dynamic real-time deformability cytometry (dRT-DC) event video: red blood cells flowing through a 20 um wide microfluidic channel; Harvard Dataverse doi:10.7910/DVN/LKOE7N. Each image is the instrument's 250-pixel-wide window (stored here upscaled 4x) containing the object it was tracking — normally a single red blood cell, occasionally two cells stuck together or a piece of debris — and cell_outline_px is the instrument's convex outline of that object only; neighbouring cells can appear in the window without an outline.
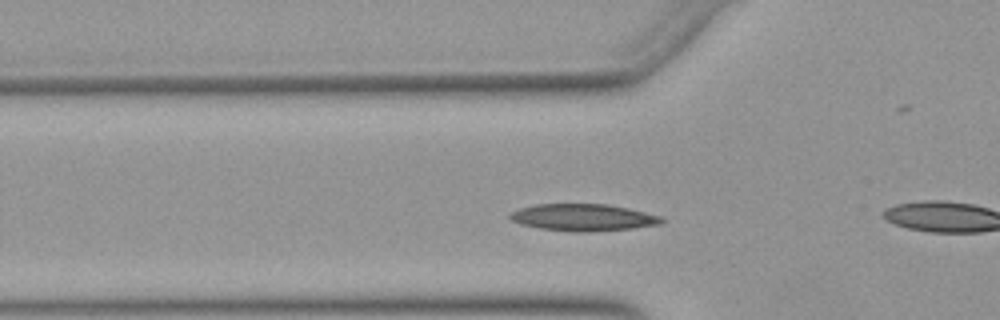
{"species": "Egyptian fruit bat (a non-hibernating species)", "species_latin": "Rousettus aegyptiacus", "temperature_condition": "warm", "stored_images_in_passage": 30, "camera_frame_rate_fps": 3000, "um_per_image_px": 0.085, "animal": {"sex": "female"}, "frame": {"image": 1, "passage_image": 3, "time_ms": 0.667, "image_size_px": [1000, 320], "cell_outline_px": [[668, 220], [664, 224], [632, 228], [580, 232], [572, 232], [540, 228], [520, 224], [512, 220], [508, 216], [512, 212], [520, 208], [536, 204], [608, 204], [628, 208], [664, 216]], "centroid_in_image_um": [49.65, 18.48], "position_along_channel_um": 76.1, "area_um2": 23.99}}
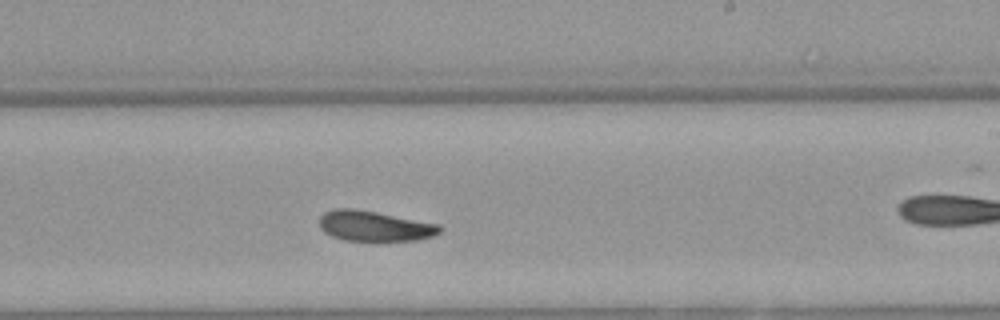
{"frame": {"image": 2, "passage_image": 17, "time_ms": 5.333, "image_size_px": [1000, 320], "cell_outline_px": [[444, 228], [440, 232], [432, 236], [416, 240], [380, 244], [376, 244], [344, 240], [332, 236], [324, 232], [320, 228], [320, 216], [324, 212], [336, 208], [356, 208], [440, 224]], "centroid_in_image_um": [31.85, 19.26], "position_along_channel_um": 257.1, "area_um2": 22.37}}
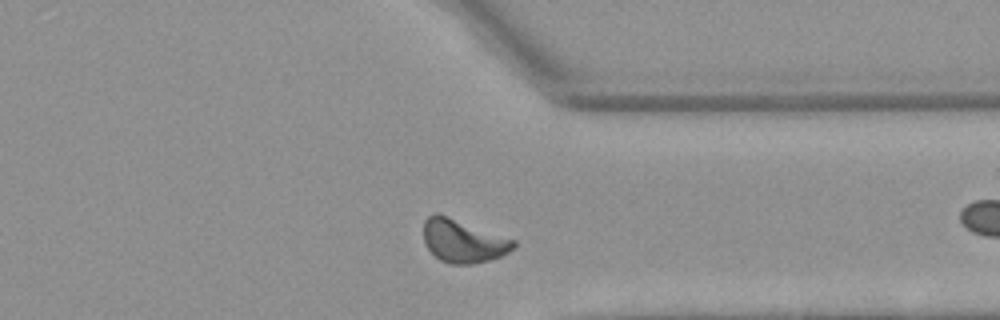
{"frame": {"image": 3, "passage_image": 26, "time_ms": 8.333, "image_size_px": [1000, 320], "cell_outline_px": [[516, 244], [508, 252], [500, 256], [488, 260], [472, 264], [448, 264], [440, 260], [424, 244], [424, 220], [432, 212], [436, 212], [448, 216], [516, 240]], "centroid_in_image_um": [39.34, 20.47], "position_along_channel_um": 372.1, "area_um2": 22.54}, "authors_computed_cell_mechanics": {"area_um2": 21.8773, "velocity_mm_per_s": 3.8782, "shape_relaxation_time_tau1_ms": 3.738, "shape_relaxation_time_tau2_ms": 5.5012, "deformation_change_tau1": 0.1391, "deformation_change_tau2": 0.118}}